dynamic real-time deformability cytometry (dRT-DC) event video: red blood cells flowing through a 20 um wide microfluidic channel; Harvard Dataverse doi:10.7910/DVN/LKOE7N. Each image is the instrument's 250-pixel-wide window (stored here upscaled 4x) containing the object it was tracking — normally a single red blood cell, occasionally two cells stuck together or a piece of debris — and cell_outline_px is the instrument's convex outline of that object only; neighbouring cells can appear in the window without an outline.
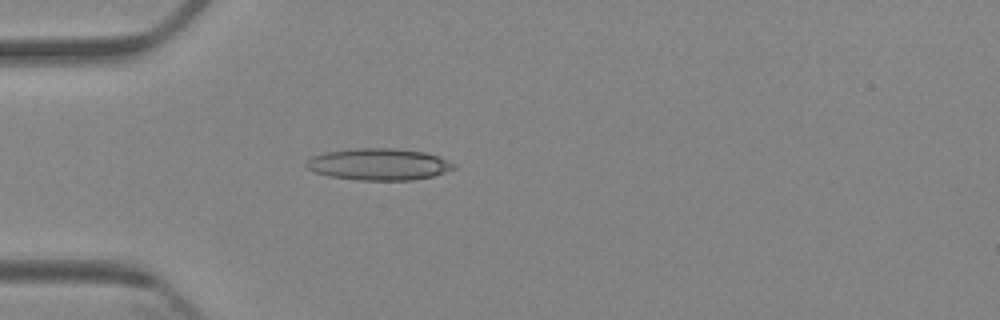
{"species": "Egyptian fruit bat (a non-hibernating species)", "species_latin": "Rousettus aegyptiacus", "temperature_condition": "cold", "stored_images_in_passage": 1, "camera_frame_rate_fps": 3000, "um_per_image_px": 0.085, "animal": {"sex": "female"}, "frame": {"image": 1, "passage_image": 1, "time_ms": 0.0, "image_size_px": [1000, 320], "cell_outline_px": [[456, 168], [432, 176], [412, 180], [360, 180], [328, 176], [316, 172], [308, 168], [304, 164], [304, 160], [312, 156], [324, 152], [356, 148], [396, 148], [424, 152], [440, 156], [456, 164]], "centroid_in_image_um": [32.19, 13.95], "position_along_channel_um": 52.8, "area_um2": 27.46}}